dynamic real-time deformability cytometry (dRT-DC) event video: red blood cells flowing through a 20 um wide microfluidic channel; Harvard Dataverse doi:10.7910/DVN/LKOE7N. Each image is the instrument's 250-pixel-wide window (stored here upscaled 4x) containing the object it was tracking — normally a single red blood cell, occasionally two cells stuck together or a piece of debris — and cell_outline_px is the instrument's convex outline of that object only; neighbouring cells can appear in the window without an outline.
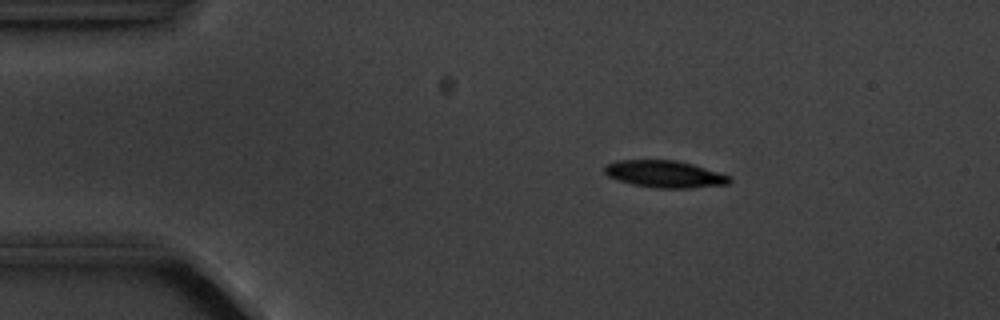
{"species": "common noctule bat (a hibernating species)", "species_latin": "Nyctalus noctula", "temperature_condition": "cold", "stored_images_in_passage": 3, "camera_frame_rate_fps": 3000, "um_per_image_px": 0.085, "animal": {"sex": "male", "body_mass_g": 20.1, "forearm_length_mm": 53.5}, "frame": {"image": 1, "passage_image": 2, "time_ms": 1.0, "image_size_px": [1000, 320], "cell_outline_px": [[732, 180], [728, 184], [688, 188], [656, 188], [636, 184], [620, 180], [608, 176], [604, 172], [604, 164], [616, 160], [676, 160], [692, 164], [728, 176]], "centroid_in_image_um": [56.45, 14.78], "position_along_channel_um": 28.5, "area_um2": 19.36}}